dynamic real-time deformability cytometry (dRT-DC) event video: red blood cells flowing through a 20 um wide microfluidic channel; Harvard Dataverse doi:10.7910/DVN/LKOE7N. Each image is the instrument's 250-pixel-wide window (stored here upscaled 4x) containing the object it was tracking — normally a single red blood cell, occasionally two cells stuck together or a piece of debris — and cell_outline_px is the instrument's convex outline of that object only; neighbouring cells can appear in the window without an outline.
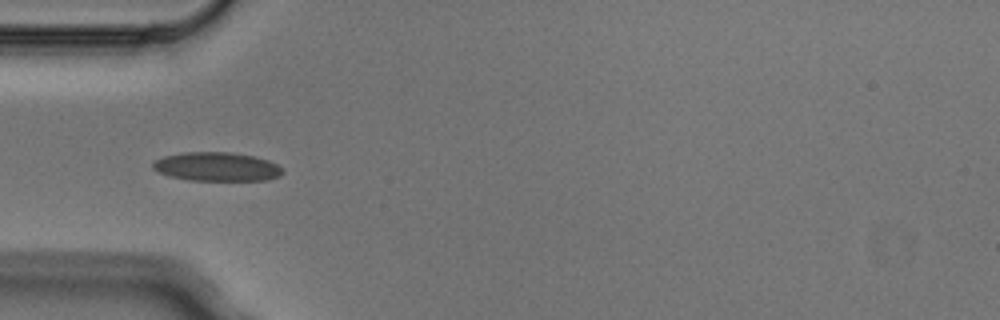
{"species": "Egyptian fruit bat (a non-hibernating species)", "species_latin": "Rousettus aegyptiacus", "temperature_condition": "cold", "stored_images_in_passage": 6, "camera_frame_rate_fps": 3000, "um_per_image_px": 0.085, "animal": {"sex": "male"}, "frame": {"image": 1, "passage_image": 4, "time_ms": 1.0, "image_size_px": [1000, 320], "cell_outline_px": [[284, 172], [280, 176], [268, 180], [188, 180], [168, 176], [152, 168], [152, 164], [156, 160], [164, 156], [184, 152], [232, 152], [256, 156], [268, 160], [284, 168]], "centroid_in_image_um": [18.47, 14.16], "position_along_channel_um": 66.5, "area_um2": 21.96}}
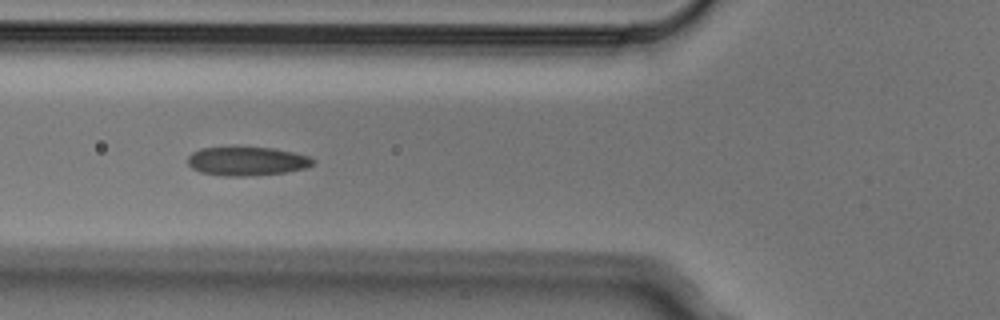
{"frame": {"image": 2, "passage_image": 5, "time_ms": 1.333, "image_size_px": [1000, 320], "cell_outline_px": [[316, 164], [308, 168], [284, 172], [244, 176], [224, 176], [200, 172], [192, 168], [188, 164], [188, 156], [192, 152], [200, 148], [228, 144], [236, 144], [276, 148], [308, 156], [316, 160]], "centroid_in_image_um": [20.96, 13.64], "position_along_channel_um": 104.8, "area_um2": 22.14}}
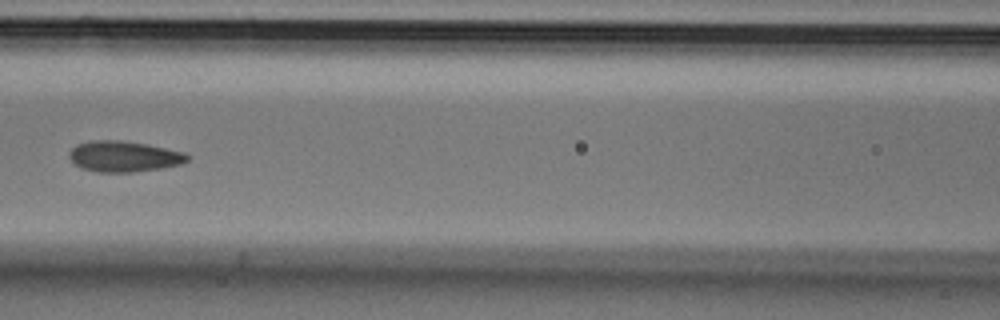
{"frame": {"image": 3, "passage_image": 6, "time_ms": 1.667, "image_size_px": [1000, 320], "cell_outline_px": [[192, 156], [188, 160], [180, 164], [164, 168], [132, 172], [96, 172], [72, 164], [68, 156], [68, 152], [76, 144], [92, 140], [120, 140], [148, 144], [184, 152]], "centroid_in_image_um": [10.52, 13.29], "position_along_channel_um": 156.1, "area_um2": 21.5}}